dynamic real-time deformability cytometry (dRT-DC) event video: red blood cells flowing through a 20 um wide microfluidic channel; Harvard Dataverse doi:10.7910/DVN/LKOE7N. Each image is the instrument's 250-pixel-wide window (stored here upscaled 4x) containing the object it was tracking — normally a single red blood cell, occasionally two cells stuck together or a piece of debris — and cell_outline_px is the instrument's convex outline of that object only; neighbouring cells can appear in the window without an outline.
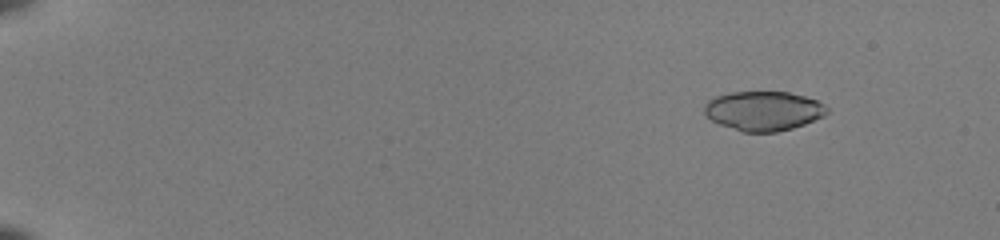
{"species": "common noctule bat (a hibernating species)", "species_latin": "Nyctalus noctula", "temperature_condition": "room temperature", "stored_images_in_passage": 53, "camera_frame_rate_fps": 3000, "um_per_image_px": 0.085, "animal": {"sex": "female", "body_mass_g": 22.0, "forearm_length_mm": 56.7}, "frame": {"image": 1, "passage_image": 7, "time_ms": 2.0, "image_size_px": [1000, 240], "cell_outline_px": [[828, 112], [824, 116], [804, 124], [792, 128], [776, 132], [744, 132], [720, 124], [712, 120], [704, 112], [704, 104], [708, 100], [716, 96], [732, 92], [788, 92], [804, 96], [816, 100], [824, 104], [828, 108]], "centroid_in_image_um": [64.9, 9.42], "position_along_channel_um": 20.1, "area_um2": 28.03}}